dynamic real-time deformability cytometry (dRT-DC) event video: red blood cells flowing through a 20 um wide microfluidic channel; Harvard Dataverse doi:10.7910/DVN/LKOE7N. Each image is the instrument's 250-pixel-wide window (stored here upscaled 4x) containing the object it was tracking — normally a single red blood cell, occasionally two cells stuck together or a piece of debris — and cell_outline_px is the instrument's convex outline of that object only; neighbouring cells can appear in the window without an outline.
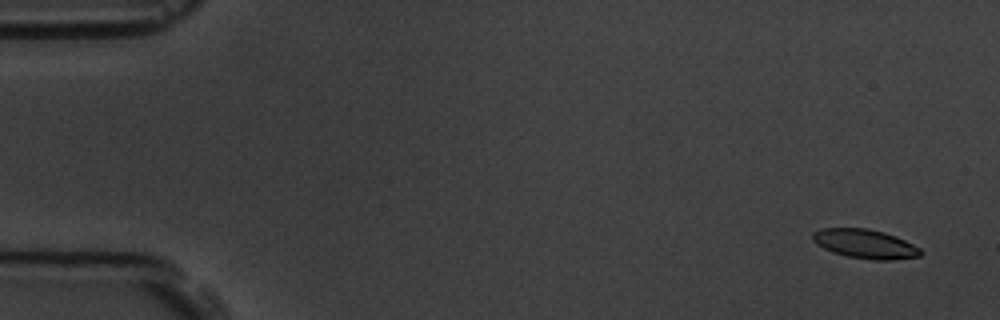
{"species": "common noctule bat (a hibernating species)", "species_latin": "Nyctalus noctula", "temperature_condition": "room temperature", "stored_images_in_passage": 58, "camera_frame_rate_fps": 3000, "um_per_image_px": 0.085, "animal": {"sex": "male", "body_mass_g": 19.5, "forearm_length_mm": 54.6}, "frame": {"image": 1, "passage_image": 3, "time_ms": 0.667, "image_size_px": [1000, 320], "cell_outline_px": [[924, 252], [920, 256], [888, 260], [872, 260], [848, 256], [832, 252], [816, 244], [812, 240], [812, 232], [820, 228], [868, 228], [884, 232], [896, 236], [920, 248]], "centroid_in_image_um": [73.51, 20.72], "position_along_channel_um": 11.5, "area_um2": 18.38}}
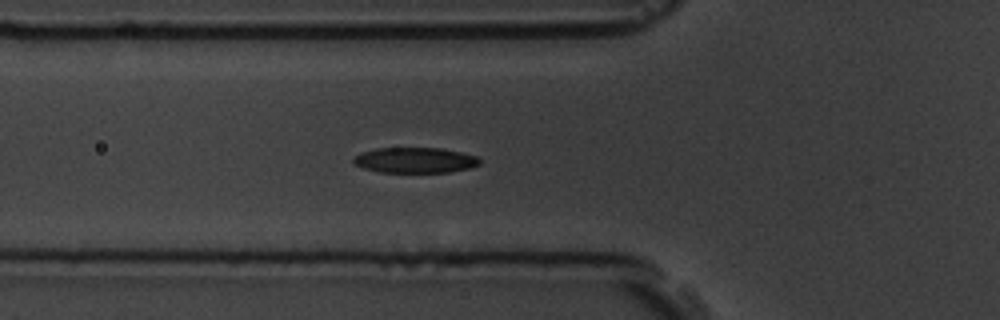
{"frame": {"image": 2, "passage_image": 21, "time_ms": 6.667, "image_size_px": [1000, 320], "cell_outline_px": [[480, 164], [468, 168], [448, 172], [380, 172], [364, 168], [356, 164], [352, 160], [360, 152], [376, 148], [440, 148], [460, 152], [476, 156], [480, 160]], "centroid_in_image_um": [35.26, 13.61], "position_along_channel_um": 90.5, "area_um2": 18.55}}
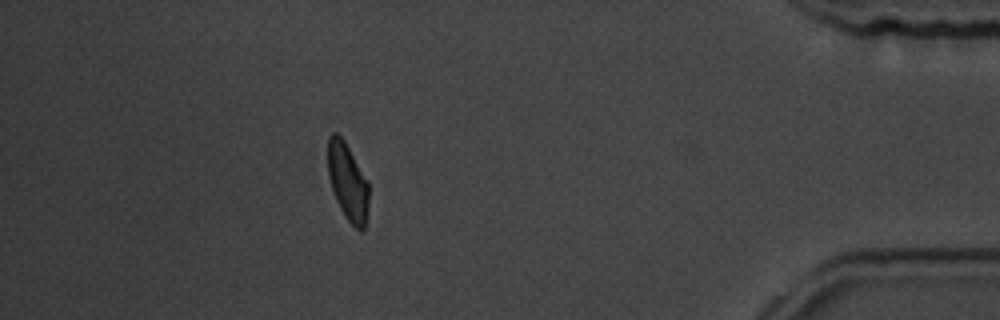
{"frame": {"image": 3, "passage_image": 52, "time_ms": 17.0, "image_size_px": [1000, 320], "cell_outline_px": [[368, 204], [364, 228], [360, 232], [344, 216], [336, 200], [328, 176], [328, 136], [332, 132], [336, 132], [344, 140], [368, 184]], "centroid_in_image_um": [29.53, 15.46], "position_along_channel_um": 405.7, "area_um2": 18.03}, "authors_computed_cell_mechanics": {"area_um2": 18.9873, "velocity_mm_per_s": 3.5255, "shape_relaxation_time_tau1_ms": 2.5506, "shape_relaxation_time_tau2_ms": 3.5111, "deformation_change_tau1": 0.1273, "deformation_change_tau2": 0.0935}}